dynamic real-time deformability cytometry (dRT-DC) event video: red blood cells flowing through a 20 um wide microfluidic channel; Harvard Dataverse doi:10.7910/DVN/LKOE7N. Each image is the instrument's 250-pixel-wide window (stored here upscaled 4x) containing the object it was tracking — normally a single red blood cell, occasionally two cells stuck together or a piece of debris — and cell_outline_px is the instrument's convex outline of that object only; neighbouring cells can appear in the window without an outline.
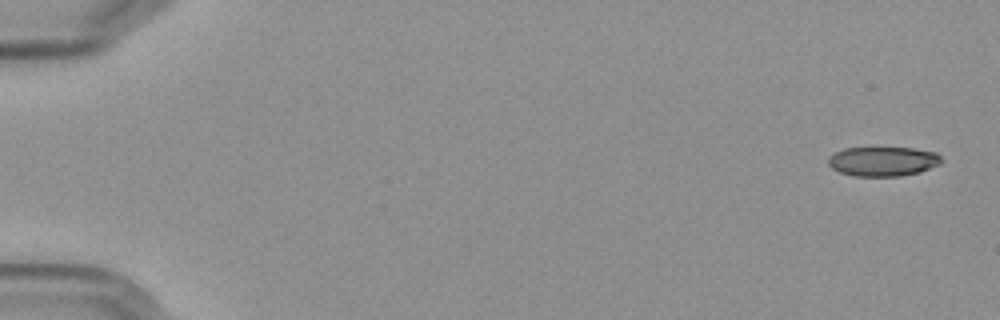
{"species": "Egyptian fruit bat (a non-hibernating species)", "species_latin": "Rousettus aegyptiacus", "temperature_condition": "cold", "stored_images_in_passage": 5, "camera_frame_rate_fps": 3000, "um_per_image_px": 0.085, "frame": {"image": 1, "passage_image": 1, "time_ms": 0.0, "image_size_px": [1000, 320], "cell_outline_px": [[940, 164], [920, 172], [900, 176], [856, 176], [840, 172], [832, 168], [828, 164], [828, 156], [844, 148], [912, 148], [936, 152], [940, 156]], "centroid_in_image_um": [75.04, 13.71], "position_along_channel_um": 10.0, "area_um2": 19.36}}